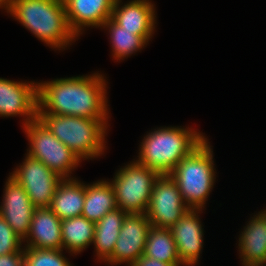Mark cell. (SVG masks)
Listing matches in <instances>:
<instances>
[{"instance_id":"1","label":"cell","mask_w":266,"mask_h":266,"mask_svg":"<svg viewBox=\"0 0 266 266\" xmlns=\"http://www.w3.org/2000/svg\"><path fill=\"white\" fill-rule=\"evenodd\" d=\"M106 88L99 73L37 83L38 114L102 119L108 125Z\"/></svg>"},{"instance_id":"2","label":"cell","mask_w":266,"mask_h":266,"mask_svg":"<svg viewBox=\"0 0 266 266\" xmlns=\"http://www.w3.org/2000/svg\"><path fill=\"white\" fill-rule=\"evenodd\" d=\"M8 13L53 49H64L77 38L63 0H9Z\"/></svg>"},{"instance_id":"3","label":"cell","mask_w":266,"mask_h":266,"mask_svg":"<svg viewBox=\"0 0 266 266\" xmlns=\"http://www.w3.org/2000/svg\"><path fill=\"white\" fill-rule=\"evenodd\" d=\"M206 139L200 131L181 126L154 129L142 140L136 161L159 175H169Z\"/></svg>"},{"instance_id":"4","label":"cell","mask_w":266,"mask_h":266,"mask_svg":"<svg viewBox=\"0 0 266 266\" xmlns=\"http://www.w3.org/2000/svg\"><path fill=\"white\" fill-rule=\"evenodd\" d=\"M37 117L81 161L104 153L108 126L102 119L55 114H38Z\"/></svg>"},{"instance_id":"5","label":"cell","mask_w":266,"mask_h":266,"mask_svg":"<svg viewBox=\"0 0 266 266\" xmlns=\"http://www.w3.org/2000/svg\"><path fill=\"white\" fill-rule=\"evenodd\" d=\"M214 170L213 150L206 139L190 155L181 159L169 174L190 209L204 210L215 183Z\"/></svg>"},{"instance_id":"6","label":"cell","mask_w":266,"mask_h":266,"mask_svg":"<svg viewBox=\"0 0 266 266\" xmlns=\"http://www.w3.org/2000/svg\"><path fill=\"white\" fill-rule=\"evenodd\" d=\"M160 175L136 160L120 168L112 181L117 208L127 214H145L155 180Z\"/></svg>"},{"instance_id":"7","label":"cell","mask_w":266,"mask_h":266,"mask_svg":"<svg viewBox=\"0 0 266 266\" xmlns=\"http://www.w3.org/2000/svg\"><path fill=\"white\" fill-rule=\"evenodd\" d=\"M29 140L27 154L40 160L62 179H72V171L81 160L37 117L23 127Z\"/></svg>"},{"instance_id":"8","label":"cell","mask_w":266,"mask_h":266,"mask_svg":"<svg viewBox=\"0 0 266 266\" xmlns=\"http://www.w3.org/2000/svg\"><path fill=\"white\" fill-rule=\"evenodd\" d=\"M176 182L160 175L154 182L146 216L153 227L170 228L189 210Z\"/></svg>"},{"instance_id":"9","label":"cell","mask_w":266,"mask_h":266,"mask_svg":"<svg viewBox=\"0 0 266 266\" xmlns=\"http://www.w3.org/2000/svg\"><path fill=\"white\" fill-rule=\"evenodd\" d=\"M25 155L22 165L17 166L10 176L24 188L36 208L50 207L62 178L40 160Z\"/></svg>"},{"instance_id":"10","label":"cell","mask_w":266,"mask_h":266,"mask_svg":"<svg viewBox=\"0 0 266 266\" xmlns=\"http://www.w3.org/2000/svg\"><path fill=\"white\" fill-rule=\"evenodd\" d=\"M151 227L146 214H126L114 251L105 262L111 265L126 263L128 266L134 263L143 255Z\"/></svg>"},{"instance_id":"11","label":"cell","mask_w":266,"mask_h":266,"mask_svg":"<svg viewBox=\"0 0 266 266\" xmlns=\"http://www.w3.org/2000/svg\"><path fill=\"white\" fill-rule=\"evenodd\" d=\"M38 82H17L0 78V117L25 116L23 126L38 116Z\"/></svg>"},{"instance_id":"12","label":"cell","mask_w":266,"mask_h":266,"mask_svg":"<svg viewBox=\"0 0 266 266\" xmlns=\"http://www.w3.org/2000/svg\"><path fill=\"white\" fill-rule=\"evenodd\" d=\"M35 208L24 188L9 175L0 205V215L23 240L29 233Z\"/></svg>"},{"instance_id":"13","label":"cell","mask_w":266,"mask_h":266,"mask_svg":"<svg viewBox=\"0 0 266 266\" xmlns=\"http://www.w3.org/2000/svg\"><path fill=\"white\" fill-rule=\"evenodd\" d=\"M202 209H189L171 229L178 256L183 266H193L200 259L203 248V228L199 218Z\"/></svg>"},{"instance_id":"14","label":"cell","mask_w":266,"mask_h":266,"mask_svg":"<svg viewBox=\"0 0 266 266\" xmlns=\"http://www.w3.org/2000/svg\"><path fill=\"white\" fill-rule=\"evenodd\" d=\"M115 0L111 19L128 31H136L147 43L154 34L156 12L150 0H132L120 7Z\"/></svg>"},{"instance_id":"15","label":"cell","mask_w":266,"mask_h":266,"mask_svg":"<svg viewBox=\"0 0 266 266\" xmlns=\"http://www.w3.org/2000/svg\"><path fill=\"white\" fill-rule=\"evenodd\" d=\"M70 29L78 37L85 27H102L111 18L115 0H63Z\"/></svg>"},{"instance_id":"16","label":"cell","mask_w":266,"mask_h":266,"mask_svg":"<svg viewBox=\"0 0 266 266\" xmlns=\"http://www.w3.org/2000/svg\"><path fill=\"white\" fill-rule=\"evenodd\" d=\"M24 248L63 249L61 219L49 208H35Z\"/></svg>"},{"instance_id":"17","label":"cell","mask_w":266,"mask_h":266,"mask_svg":"<svg viewBox=\"0 0 266 266\" xmlns=\"http://www.w3.org/2000/svg\"><path fill=\"white\" fill-rule=\"evenodd\" d=\"M241 232L239 254L243 266L266 264V224L255 214Z\"/></svg>"},{"instance_id":"18","label":"cell","mask_w":266,"mask_h":266,"mask_svg":"<svg viewBox=\"0 0 266 266\" xmlns=\"http://www.w3.org/2000/svg\"><path fill=\"white\" fill-rule=\"evenodd\" d=\"M85 199V183L74 177L58 184L50 209L61 219L81 216Z\"/></svg>"},{"instance_id":"19","label":"cell","mask_w":266,"mask_h":266,"mask_svg":"<svg viewBox=\"0 0 266 266\" xmlns=\"http://www.w3.org/2000/svg\"><path fill=\"white\" fill-rule=\"evenodd\" d=\"M126 214L116 208L95 223L93 243L99 261L105 262L112 255Z\"/></svg>"},{"instance_id":"20","label":"cell","mask_w":266,"mask_h":266,"mask_svg":"<svg viewBox=\"0 0 266 266\" xmlns=\"http://www.w3.org/2000/svg\"><path fill=\"white\" fill-rule=\"evenodd\" d=\"M117 208L115 192L110 182L99 180L85 184V199L81 216L97 223L106 213Z\"/></svg>"},{"instance_id":"21","label":"cell","mask_w":266,"mask_h":266,"mask_svg":"<svg viewBox=\"0 0 266 266\" xmlns=\"http://www.w3.org/2000/svg\"><path fill=\"white\" fill-rule=\"evenodd\" d=\"M95 223L83 216L61 220L63 249L78 254L94 240Z\"/></svg>"},{"instance_id":"22","label":"cell","mask_w":266,"mask_h":266,"mask_svg":"<svg viewBox=\"0 0 266 266\" xmlns=\"http://www.w3.org/2000/svg\"><path fill=\"white\" fill-rule=\"evenodd\" d=\"M143 256L173 265H183L170 228L151 227L146 239Z\"/></svg>"},{"instance_id":"23","label":"cell","mask_w":266,"mask_h":266,"mask_svg":"<svg viewBox=\"0 0 266 266\" xmlns=\"http://www.w3.org/2000/svg\"><path fill=\"white\" fill-rule=\"evenodd\" d=\"M108 28L110 33V42L112 43V55L117 61L130 56L147 46V42L136 31H128L122 26L116 24L109 18L102 26Z\"/></svg>"},{"instance_id":"24","label":"cell","mask_w":266,"mask_h":266,"mask_svg":"<svg viewBox=\"0 0 266 266\" xmlns=\"http://www.w3.org/2000/svg\"><path fill=\"white\" fill-rule=\"evenodd\" d=\"M63 249L24 248V266H72Z\"/></svg>"},{"instance_id":"25","label":"cell","mask_w":266,"mask_h":266,"mask_svg":"<svg viewBox=\"0 0 266 266\" xmlns=\"http://www.w3.org/2000/svg\"><path fill=\"white\" fill-rule=\"evenodd\" d=\"M23 239L20 238L0 215V255L21 252Z\"/></svg>"},{"instance_id":"26","label":"cell","mask_w":266,"mask_h":266,"mask_svg":"<svg viewBox=\"0 0 266 266\" xmlns=\"http://www.w3.org/2000/svg\"><path fill=\"white\" fill-rule=\"evenodd\" d=\"M0 266H24V249L7 255H0Z\"/></svg>"},{"instance_id":"27","label":"cell","mask_w":266,"mask_h":266,"mask_svg":"<svg viewBox=\"0 0 266 266\" xmlns=\"http://www.w3.org/2000/svg\"><path fill=\"white\" fill-rule=\"evenodd\" d=\"M130 266H182V265H173L170 263H166V262L159 261L157 259L142 255Z\"/></svg>"},{"instance_id":"28","label":"cell","mask_w":266,"mask_h":266,"mask_svg":"<svg viewBox=\"0 0 266 266\" xmlns=\"http://www.w3.org/2000/svg\"><path fill=\"white\" fill-rule=\"evenodd\" d=\"M8 3H9V0H0V8L6 9L7 13H8Z\"/></svg>"},{"instance_id":"29","label":"cell","mask_w":266,"mask_h":266,"mask_svg":"<svg viewBox=\"0 0 266 266\" xmlns=\"http://www.w3.org/2000/svg\"><path fill=\"white\" fill-rule=\"evenodd\" d=\"M263 210H265V211H261L258 214L263 218V220L265 221V224H266V209H263Z\"/></svg>"},{"instance_id":"30","label":"cell","mask_w":266,"mask_h":266,"mask_svg":"<svg viewBox=\"0 0 266 266\" xmlns=\"http://www.w3.org/2000/svg\"><path fill=\"white\" fill-rule=\"evenodd\" d=\"M250 266H263V264H260V265H250ZM264 266H266V264H264Z\"/></svg>"}]
</instances>
